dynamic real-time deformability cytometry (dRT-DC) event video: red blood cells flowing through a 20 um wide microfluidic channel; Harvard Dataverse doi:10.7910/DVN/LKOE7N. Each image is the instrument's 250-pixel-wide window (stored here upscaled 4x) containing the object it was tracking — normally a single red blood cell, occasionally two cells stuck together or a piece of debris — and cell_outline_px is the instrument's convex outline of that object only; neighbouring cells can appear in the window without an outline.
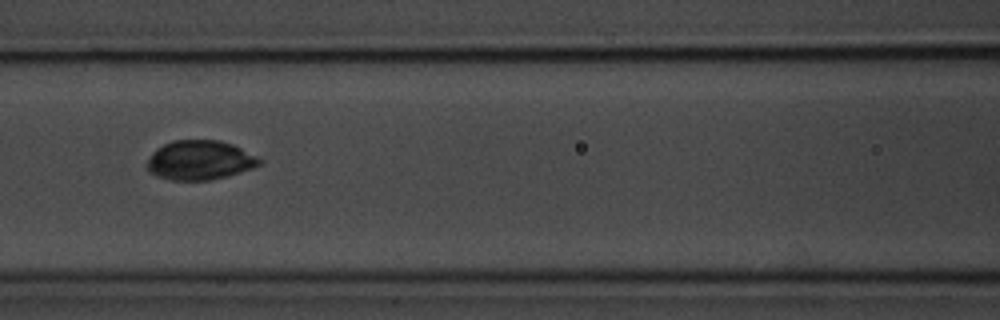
{"species": "common noctule bat (a hibernating species)", "species_latin": "Nyctalus noctula", "temperature_condition": "room temperature", "stored_images_in_passage": 4, "camera_frame_rate_fps": 3000, "um_per_image_px": 0.085, "animal": {"sex": "male", "body_mass_g": 20.1, "forearm_length_mm": 53.5}, "frame": {"image": 1, "passage_image": 3, "time_ms": 2.0, "image_size_px": [1000, 320], "cell_outline_px": [[264, 160], [260, 164], [252, 168], [228, 176], [208, 180], [168, 180], [156, 176], [148, 172], [148, 160], [152, 152], [156, 148], [172, 140], [220, 140], [232, 144]], "centroid_in_image_um": [16.96, 13.62], "position_along_channel_um": 149.6, "area_um2": 25.84}}
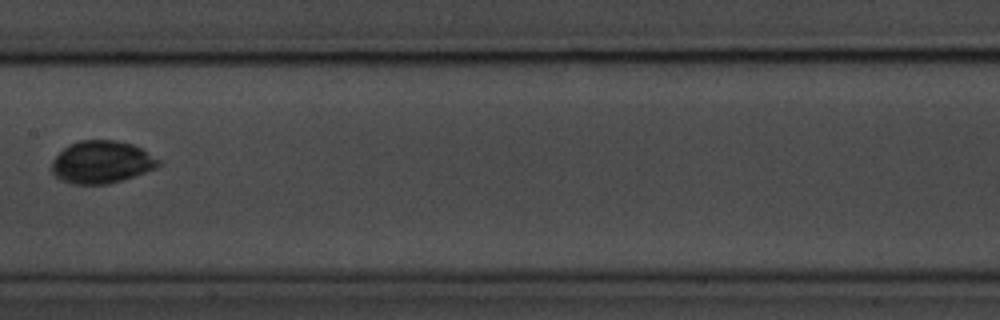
{"frame": {"image": 2, "passage_image": 4, "time_ms": 3.333, "image_size_px": [1000, 320], "cell_outline_px": [[160, 164], [156, 168], [108, 184], [72, 184], [60, 180], [52, 172], [52, 160], [68, 144], [80, 140], [116, 140], [132, 144], [140, 148], [160, 160]], "centroid_in_image_um": [8.6, 13.77], "position_along_channel_um": 198.8, "area_um2": 26.24}}